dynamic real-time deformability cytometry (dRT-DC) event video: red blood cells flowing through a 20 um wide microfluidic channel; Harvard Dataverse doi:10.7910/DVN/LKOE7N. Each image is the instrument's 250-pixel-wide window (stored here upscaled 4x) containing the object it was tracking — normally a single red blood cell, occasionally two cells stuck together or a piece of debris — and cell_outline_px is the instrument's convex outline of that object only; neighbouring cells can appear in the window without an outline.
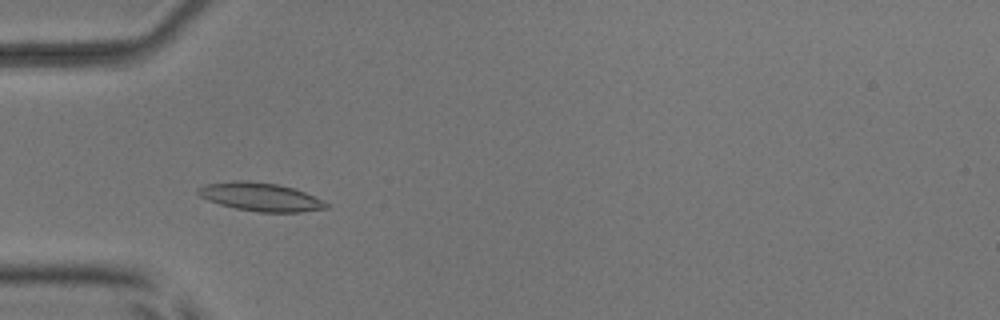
{"species": "common noctule bat (a hibernating species)", "species_latin": "Nyctalus noctula", "temperature_condition": "room temperature", "stored_images_in_passage": 50, "camera_frame_rate_fps": 3000, "um_per_image_px": 0.085, "animal": {"sex": "male", "body_mass_g": 17.9, "forearm_length_mm": 54.2}, "frame": {"image": 1, "passage_image": 14, "time_ms": 4.333, "image_size_px": [1000, 320], "cell_outline_px": [[332, 204], [328, 208], [300, 212], [260, 212], [236, 208], [220, 204], [208, 200], [200, 196], [196, 192], [196, 188], [208, 184], [232, 180], [248, 180], [276, 184], [292, 188], [304, 192]], "centroid_in_image_um": [22.15, 16.73], "position_along_channel_um": 62.9, "area_um2": 21.15}}
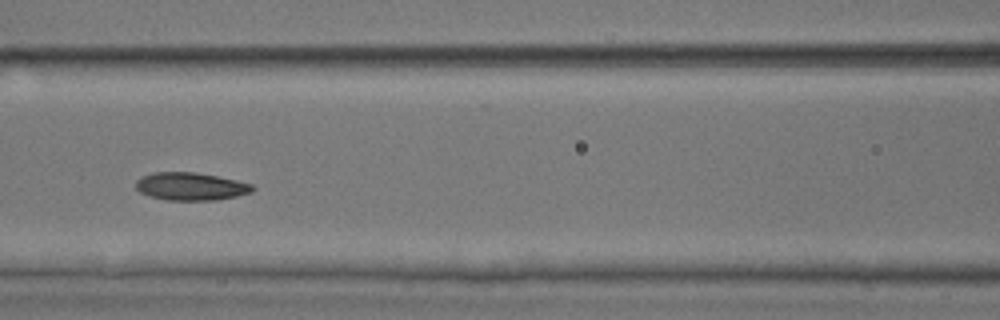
{"frame": {"image": 2, "passage_image": 21, "time_ms": 6.667, "image_size_px": [1000, 320], "cell_outline_px": [[256, 188], [252, 192], [236, 196], [216, 200], [168, 200], [148, 196], [140, 192], [136, 188], [136, 180], [140, 176], [152, 172], [196, 172], [236, 180], [252, 184]], "centroid_in_image_um": [16.19, 15.84], "position_along_channel_um": 150.4, "area_um2": 19.02}}
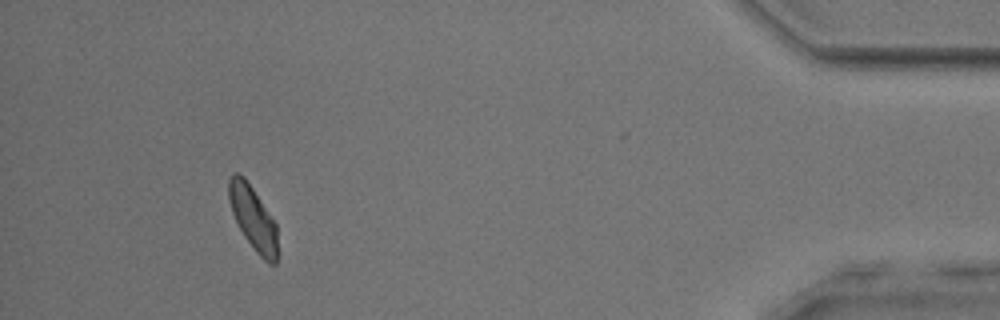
{"frame": {"image": 3, "passage_image": 46, "time_ms": 15.0, "image_size_px": [1000, 320], "cell_outline_px": [[276, 264], [268, 264], [256, 252], [244, 236], [232, 212], [228, 196], [228, 180], [232, 172], [236, 172], [244, 176], [276, 224]], "centroid_in_image_um": [21.48, 18.51], "position_along_channel_um": 413.7, "area_um2": 17.74}, "authors_computed_cell_mechanics": {"area_um2": 18.7561, "velocity_mm_per_s": 3.8937, "shape_relaxation_time_tau1_ms": 6.6707, "shape_relaxation_time_tau2_ms": 2.5738, "deformation_change_tau1": 0.1169, "deformation_change_tau2": 0.0647}}